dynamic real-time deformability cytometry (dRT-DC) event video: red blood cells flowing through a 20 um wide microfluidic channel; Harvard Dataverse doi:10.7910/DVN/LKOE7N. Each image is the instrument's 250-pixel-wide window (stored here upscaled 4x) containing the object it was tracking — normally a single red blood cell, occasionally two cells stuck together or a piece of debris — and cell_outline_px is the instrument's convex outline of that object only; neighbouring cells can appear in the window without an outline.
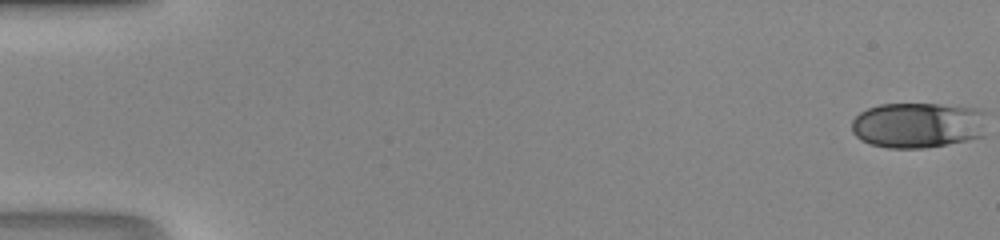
{"species": "human", "species_latin": "Homo sapiens", "temperature_condition": "room temperature", "stored_images_in_passage": 49, "camera_frame_rate_fps": 3000, "um_per_image_px": 0.085, "donor": {"sex": "male"}, "frame": {"image": 1, "passage_image": 1, "time_ms": 0.0, "image_size_px": [1000, 240], "cell_outline_px": [[984, 136], [968, 140], [924, 148], [888, 148], [872, 144], [860, 140], [852, 132], [852, 120], [860, 112], [868, 108], [880, 104], [936, 104], [964, 108]], "centroid_in_image_um": [77.7, 10.68], "position_along_channel_um": 7.3, "area_um2": 33.87}}
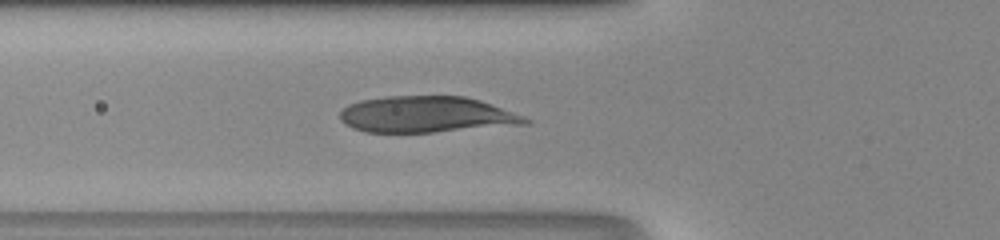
{"frame": {"image": 2, "passage_image": 20, "time_ms": 6.333, "image_size_px": [1000, 240], "cell_outline_px": [[532, 124], [432, 132], [364, 132], [352, 128], [340, 120], [340, 112], [348, 104], [360, 100], [388, 96], [464, 96], [480, 100], [524, 116], [532, 120]], "centroid_in_image_um": [36.27, 9.74], "position_along_channel_um": 89.5, "area_um2": 39.25}}
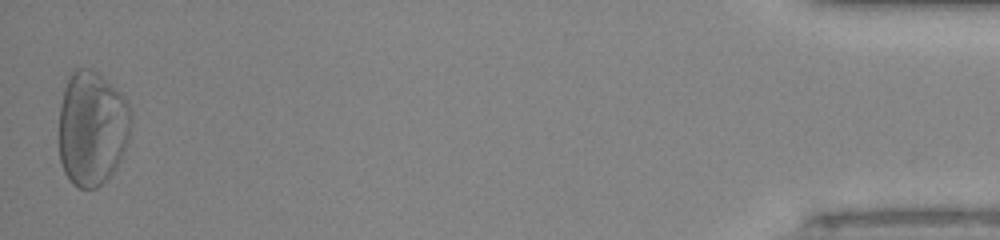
{"frame": {"image": 3, "passage_image": 49, "time_ms": 16.0, "image_size_px": [1000, 240], "cell_outline_px": [[132, 124], [124, 148], [116, 168], [96, 188], [80, 188], [72, 184], [64, 172], [60, 160], [60, 104], [64, 88], [72, 72], [76, 68], [88, 68], [96, 72], [120, 92], [128, 104], [132, 116]], "centroid_in_image_um": [7.81, 10.9], "position_along_channel_um": 427.4, "area_um2": 47.86}}